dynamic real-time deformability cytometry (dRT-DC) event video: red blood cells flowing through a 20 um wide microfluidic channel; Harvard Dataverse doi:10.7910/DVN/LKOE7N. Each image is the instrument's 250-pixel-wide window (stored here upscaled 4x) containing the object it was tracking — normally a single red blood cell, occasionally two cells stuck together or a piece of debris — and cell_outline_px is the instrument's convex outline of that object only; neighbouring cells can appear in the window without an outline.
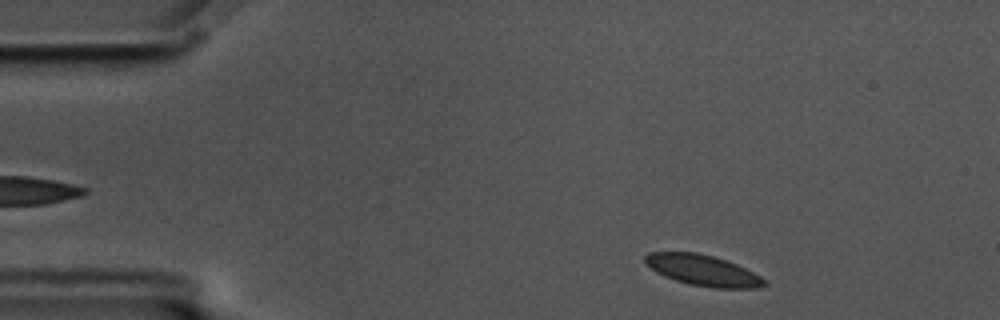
{"species": "common noctule bat (a hibernating species)", "species_latin": "Nyctalus noctula", "temperature_condition": "cold", "stored_images_in_passage": 53, "camera_frame_rate_fps": 3000, "um_per_image_px": 0.085, "animal": {"sex": "male", "body_mass_g": 17.5, "forearm_length_mm": 52.3}, "frame": {"image": 1, "passage_image": 3, "time_ms": 0.667, "image_size_px": [1000, 320], "cell_outline_px": [[768, 284], [760, 288], [712, 288], [688, 284], [664, 276], [656, 272], [644, 260], [644, 256], [648, 252], [696, 252], [712, 256], [736, 264], [768, 280]], "centroid_in_image_um": [59.77, 22.99], "position_along_channel_um": 25.2, "area_um2": 21.39}}
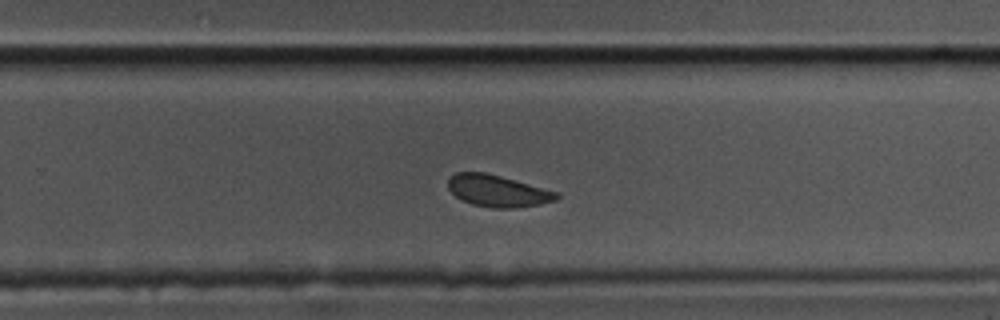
{"frame": {"image": 2, "passage_image": 32, "time_ms": 10.333, "image_size_px": [1000, 320], "cell_outline_px": [[560, 196], [556, 200], [540, 204], [512, 208], [492, 208], [472, 204], [456, 196], [448, 188], [448, 180], [456, 172], [484, 172], [500, 176], [560, 192]], "centroid_in_image_um": [42.33, 16.23], "position_along_channel_um": 287.5, "area_um2": 19.94}}
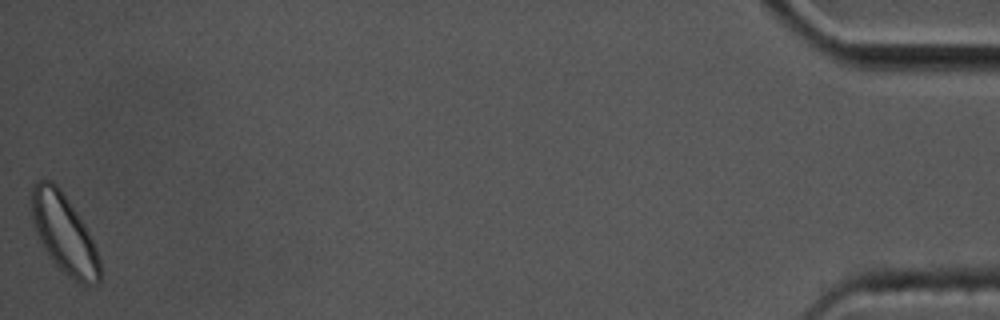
{"frame": {"image": 3, "passage_image": 53, "time_ms": 17.333, "image_size_px": [1000, 320], "cell_outline_px": [[100, 280], [96, 284], [84, 284], [76, 280], [64, 272], [56, 264], [44, 248], [32, 224], [32, 184], [36, 180], [52, 180], [60, 188], [84, 224], [96, 248], [100, 260]], "centroid_in_image_um": [5.44, 19.83], "position_along_channel_um": 429.8, "area_um2": 30.92}, "authors_computed_cell_mechanics": {"area_um2": 21.5016, "velocity_mm_per_s": 3.4082, "shape_relaxation_time_tau1_ms": 1.7147, "shape_relaxation_time_tau2_ms": 4.5935, "deformation_change_tau1": 0.0526, "deformation_change_tau2": 0.0508}}